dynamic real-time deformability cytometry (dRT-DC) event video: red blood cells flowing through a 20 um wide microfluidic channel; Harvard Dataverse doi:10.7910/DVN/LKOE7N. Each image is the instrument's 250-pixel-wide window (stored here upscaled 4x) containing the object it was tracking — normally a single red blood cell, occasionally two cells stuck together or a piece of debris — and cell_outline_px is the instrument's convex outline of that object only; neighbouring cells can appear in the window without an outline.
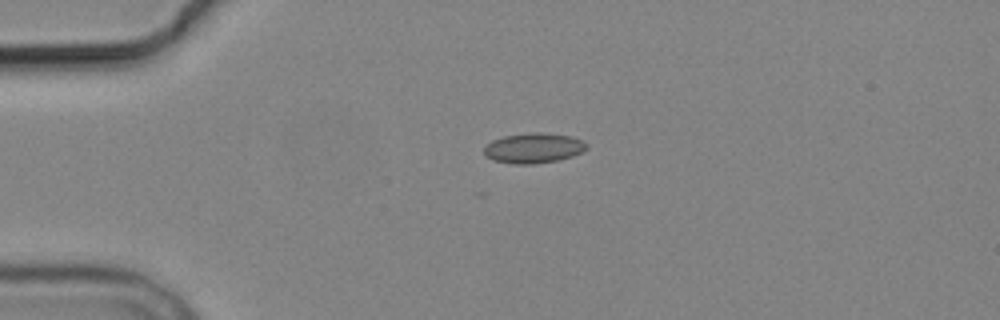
{"species": "common noctule bat (a hibernating species)", "species_latin": "Nyctalus noctula", "temperature_condition": "cold", "stored_images_in_passage": 2, "camera_frame_rate_fps": 3000, "um_per_image_px": 0.085, "animal": {"sex": "male", "body_mass_g": 19.2, "forearm_length_mm": 51.8}, "frame": {"image": 1, "passage_image": 1, "time_ms": 0.0, "image_size_px": [1000, 320], "cell_outline_px": [[588, 148], [572, 156], [560, 160], [532, 164], [512, 164], [492, 160], [484, 152], [484, 148], [492, 140], [504, 136], [528, 132], [544, 132], [572, 136], [588, 144]], "centroid_in_image_um": [45.36, 12.58], "position_along_channel_um": 39.6, "area_um2": 18.09}}